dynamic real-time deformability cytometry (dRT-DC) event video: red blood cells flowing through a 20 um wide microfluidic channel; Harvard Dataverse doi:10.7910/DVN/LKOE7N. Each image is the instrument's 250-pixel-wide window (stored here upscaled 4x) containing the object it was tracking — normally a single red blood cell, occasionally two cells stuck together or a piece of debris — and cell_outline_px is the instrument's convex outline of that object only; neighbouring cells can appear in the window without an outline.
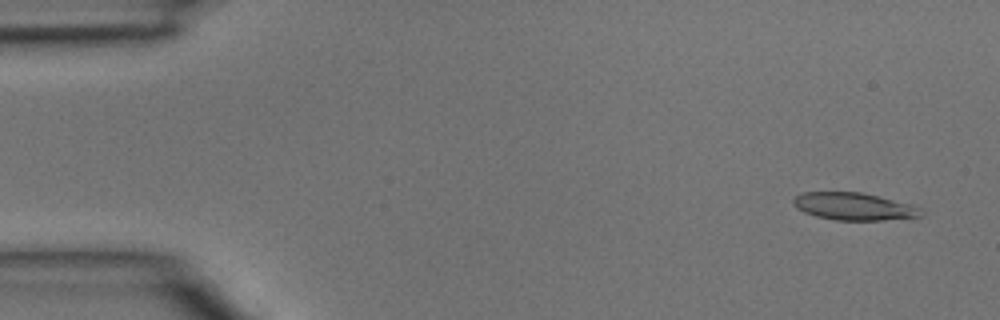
{"species": "common noctule bat (a hibernating species)", "species_latin": "Nyctalus noctula", "temperature_condition": "room temperature", "stored_images_in_passage": 14, "camera_frame_rate_fps": 3000, "um_per_image_px": 0.085, "animal": {"sex": "male", "body_mass_g": 15.6}, "frame": {"image": 1, "passage_image": 3, "time_ms": 0.667, "image_size_px": [1000, 320], "cell_outline_px": [[924, 216], [884, 220], [836, 220], [816, 216], [804, 212], [796, 208], [792, 204], [792, 200], [796, 196], [804, 192], [860, 192], [880, 196], [912, 204], [920, 208], [924, 212]], "centroid_in_image_um": [72.61, 17.55], "position_along_channel_um": 12.4, "area_um2": 20.58}}